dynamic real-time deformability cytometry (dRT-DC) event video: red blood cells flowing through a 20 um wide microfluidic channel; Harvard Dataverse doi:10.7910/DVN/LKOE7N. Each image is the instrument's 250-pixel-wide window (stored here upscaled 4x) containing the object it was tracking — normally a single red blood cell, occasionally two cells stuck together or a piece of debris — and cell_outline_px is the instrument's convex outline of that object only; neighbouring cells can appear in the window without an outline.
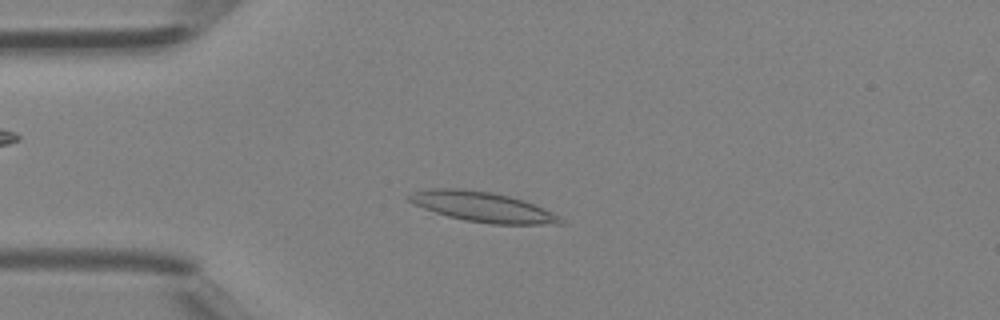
{"species": "Egyptian fruit bat (a non-hibernating species)", "species_latin": "Rousettus aegyptiacus", "temperature_condition": "room temperature", "stored_images_in_passage": 38, "camera_frame_rate_fps": 3000, "um_per_image_px": 0.085, "animal": {"sex": "female"}, "frame": {"image": 1, "passage_image": 6, "time_ms": 1.667, "image_size_px": [1000, 320], "cell_outline_px": [[564, 224], [492, 224], [464, 220], [448, 216], [412, 204], [404, 196], [412, 192], [428, 188], [464, 188], [492, 192], [524, 200], [544, 208], [552, 212], [564, 220]], "centroid_in_image_um": [40.98, 17.57], "position_along_channel_um": 44.0, "area_um2": 26.65}}
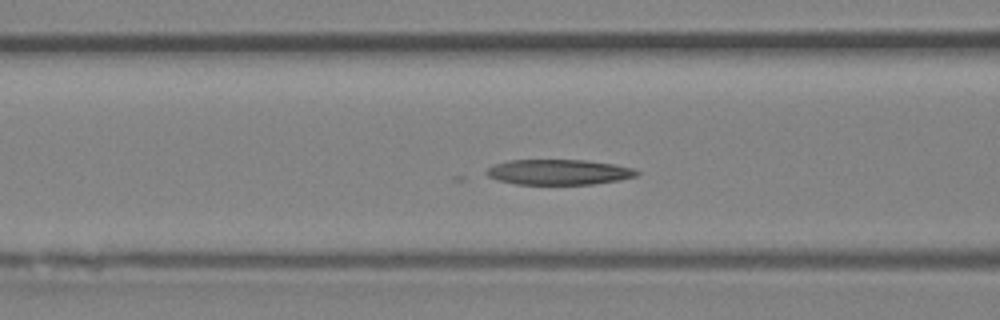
{"frame": {"image": 2, "passage_image": 12, "time_ms": 3.667, "image_size_px": [1000, 320], "cell_outline_px": [[640, 172], [636, 176], [620, 180], [592, 184], [516, 184], [500, 180], [488, 176], [484, 172], [488, 168], [496, 164], [508, 160], [588, 160], [616, 164], [632, 168]], "centroid_in_image_um": [47.52, 14.62], "position_along_channel_um": 119.1, "area_um2": 22.14}}
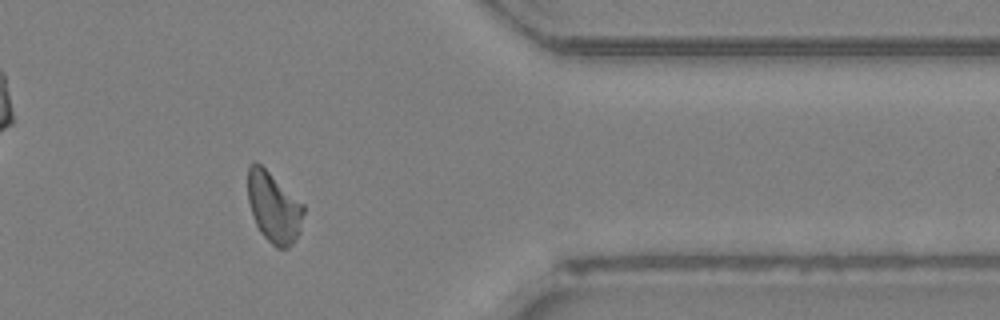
{"frame": {"image": 3, "passage_image": 30, "time_ms": 9.667, "image_size_px": [1000, 320], "cell_outline_px": [[304, 212], [300, 232], [292, 244], [288, 248], [276, 248], [260, 232], [256, 224], [248, 200], [248, 164], [256, 160], [304, 204]], "centroid_in_image_um": [23.27, 17.61], "position_along_channel_um": 388.1, "area_um2": 22.89}}